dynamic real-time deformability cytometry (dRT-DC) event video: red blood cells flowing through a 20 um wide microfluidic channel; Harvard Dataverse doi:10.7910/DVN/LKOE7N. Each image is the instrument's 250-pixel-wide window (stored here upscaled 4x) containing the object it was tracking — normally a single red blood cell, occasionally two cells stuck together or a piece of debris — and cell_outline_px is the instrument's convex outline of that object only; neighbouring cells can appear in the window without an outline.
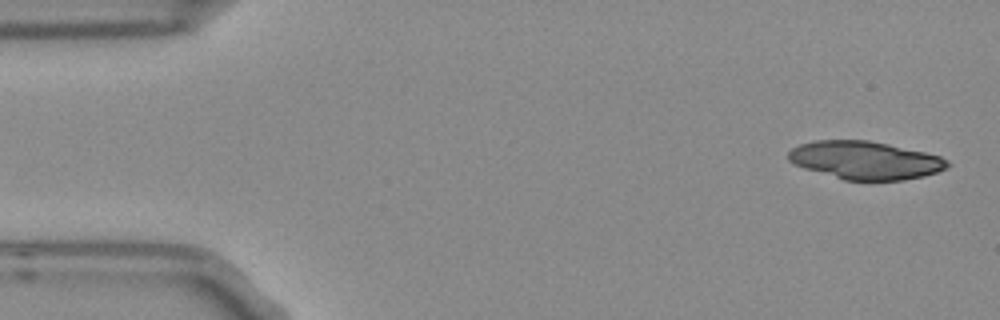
{"species": "Egyptian fruit bat (a non-hibernating species)", "species_latin": "Rousettus aegyptiacus", "temperature_condition": "room temperature", "stored_images_in_passage": 8, "camera_frame_rate_fps": 3000, "um_per_image_px": 0.085, "frame": {"image": 1, "passage_image": 1, "time_ms": 0.0, "image_size_px": [1000, 320], "cell_outline_px": [[952, 164], [948, 168], [924, 176], [904, 180], [844, 180], [804, 168], [788, 160], [788, 152], [792, 148], [800, 144], [816, 140], [868, 140], [888, 144], [924, 152], [940, 156], [948, 160]], "centroid_in_image_um": [73.56, 13.62], "position_along_channel_um": 11.4, "area_um2": 35.2}}
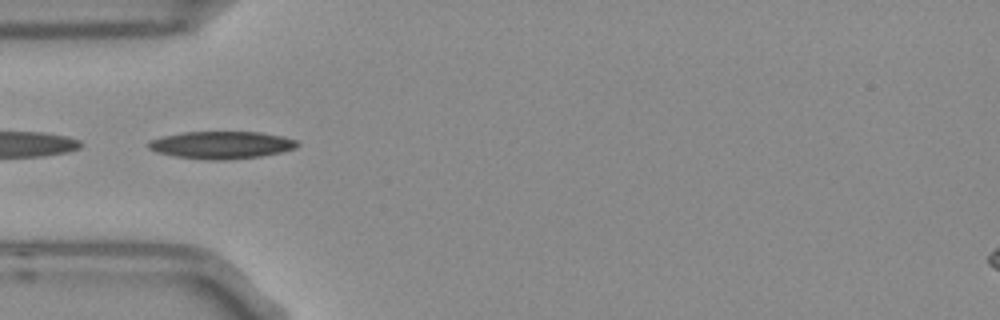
{"frame": {"image": 2, "passage_image": 5, "time_ms": 1.333, "image_size_px": [1000, 320], "cell_outline_px": [[300, 144], [296, 148], [280, 152], [260, 156], [228, 160], [204, 160], [176, 156], [156, 152], [148, 148], [148, 140], [164, 136], [184, 132], [260, 132], [284, 136], [296, 140]], "centroid_in_image_um": [18.83, 12.32], "position_along_channel_um": 66.2, "area_um2": 23.87}}
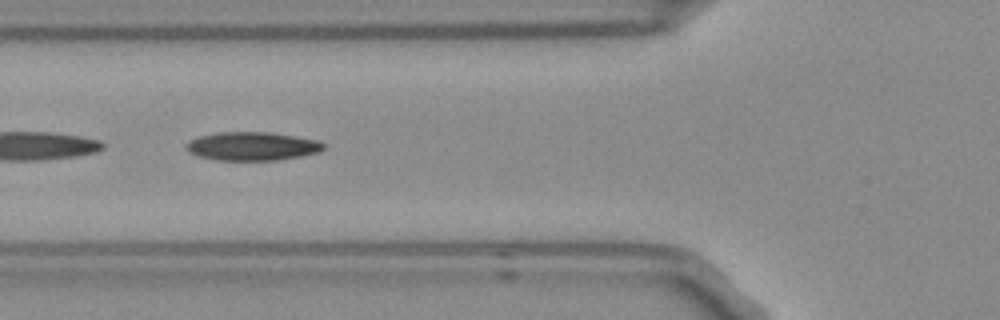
{"frame": {"image": 3, "passage_image": 6, "time_ms": 1.667, "image_size_px": [1000, 320], "cell_outline_px": [[324, 148], [320, 152], [300, 156], [276, 160], [216, 160], [196, 156], [188, 152], [184, 144], [188, 140], [200, 136], [220, 132], [272, 132], [316, 140], [324, 144]], "centroid_in_image_um": [21.38, 12.43], "position_along_channel_um": 104.4, "area_um2": 22.89}}